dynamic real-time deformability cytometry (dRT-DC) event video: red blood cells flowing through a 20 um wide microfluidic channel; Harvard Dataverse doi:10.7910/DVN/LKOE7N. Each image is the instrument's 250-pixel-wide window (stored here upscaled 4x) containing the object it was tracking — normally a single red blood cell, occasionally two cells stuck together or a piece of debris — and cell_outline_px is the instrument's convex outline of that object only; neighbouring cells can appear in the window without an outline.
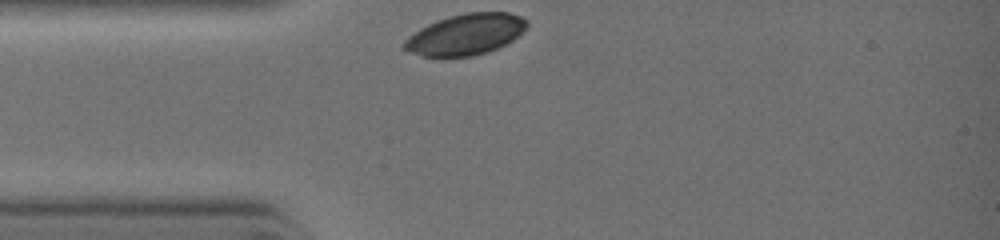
{"species": "common noctule bat (a hibernating species)", "species_latin": "Nyctalus noctula", "temperature_condition": "warm", "stored_images_in_passage": 19, "camera_frame_rate_fps": 3000, "um_per_image_px": 0.085, "animal": {"sex": "female", "body_mass_g": 19.0, "forearm_length_mm": 51.5}, "frame": {"image": 1, "passage_image": 1, "time_ms": 0.0, "image_size_px": [1000, 240], "cell_outline_px": [[528, 24], [512, 40], [488, 52], [472, 56], [424, 56], [408, 52], [404, 48], [404, 40], [420, 28], [436, 20], [468, 12], [508, 12], [520, 16], [528, 20]], "centroid_in_image_um": [39.57, 2.92], "position_along_channel_um": 45.4, "area_um2": 28.9}}
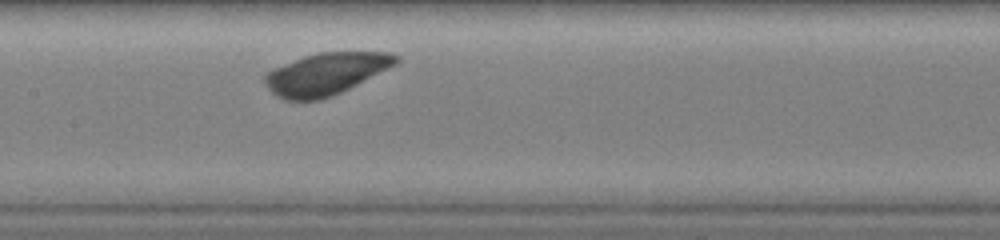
{"frame": {"image": 2, "passage_image": 9, "time_ms": 2.667, "image_size_px": [1000, 240], "cell_outline_px": [[400, 60], [396, 64], [332, 96], [320, 100], [284, 100], [276, 96], [264, 84], [264, 76], [268, 72], [276, 68], [304, 56], [320, 52], [392, 52], [400, 56]], "centroid_in_image_um": [27.7, 6.27], "position_along_channel_um": 179.7, "area_um2": 31.62}}
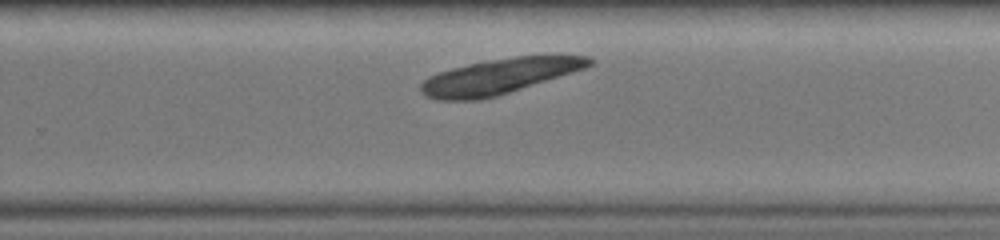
{"frame": {"image": 3, "passage_image": 15, "time_ms": 4.667, "image_size_px": [1000, 240], "cell_outline_px": [[596, 60], [592, 64], [584, 68], [572, 72], [496, 96], [480, 100], [436, 100], [424, 96], [420, 92], [420, 84], [428, 76], [440, 72], [468, 64], [516, 56], [552, 52], [556, 52], [588, 56]], "centroid_in_image_um": [42.52, 6.44], "position_along_channel_um": 287.3, "area_um2": 35.14}}